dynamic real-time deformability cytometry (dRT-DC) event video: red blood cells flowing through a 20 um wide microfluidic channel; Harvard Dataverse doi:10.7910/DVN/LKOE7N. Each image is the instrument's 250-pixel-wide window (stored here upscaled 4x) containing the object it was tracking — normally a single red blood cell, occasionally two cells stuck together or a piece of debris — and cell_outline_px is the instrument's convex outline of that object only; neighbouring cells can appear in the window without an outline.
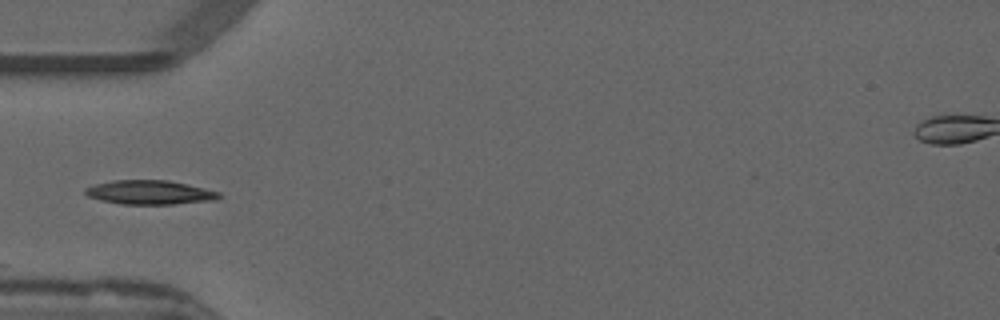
{"species": "common noctule bat (a hibernating species)", "species_latin": "Nyctalus noctula", "temperature_condition": "warm", "stored_images_in_passage": 3, "camera_frame_rate_fps": 3000, "um_per_image_px": 0.085, "animal": {"sex": "male", "forearm_length_mm": 52.5}, "frame": {"image": 1, "passage_image": 1, "time_ms": 0.0, "image_size_px": [1000, 320], "cell_outline_px": [[220, 196], [216, 200], [172, 204], [120, 204], [100, 200], [88, 196], [84, 192], [84, 188], [92, 184], [112, 180], [168, 180], [188, 184], [220, 192]], "centroid_in_image_um": [12.69, 16.34], "position_along_channel_um": 72.3, "area_um2": 18.9}}